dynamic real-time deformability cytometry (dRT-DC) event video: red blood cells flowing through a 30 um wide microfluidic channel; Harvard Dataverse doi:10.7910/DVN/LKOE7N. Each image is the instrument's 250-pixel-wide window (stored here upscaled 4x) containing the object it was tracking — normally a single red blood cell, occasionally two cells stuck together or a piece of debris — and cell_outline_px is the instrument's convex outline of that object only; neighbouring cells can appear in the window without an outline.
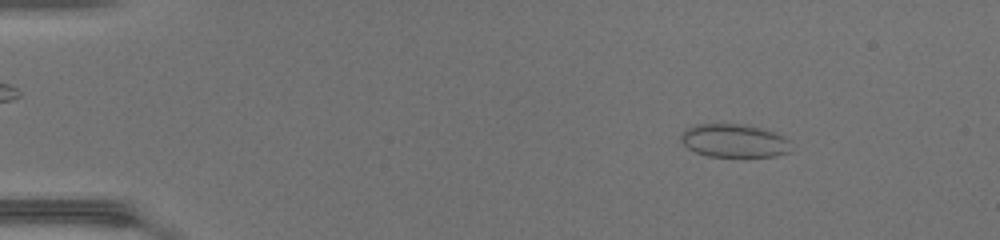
{"species": "common noctule bat (a hibernating species)", "species_latin": "Nyctalus noctula", "temperature_condition": "warm", "stored_images_in_passage": 48, "camera_frame_rate_fps": 3000, "um_per_image_px": 0.085, "animal": {"sex": "female", "body_mass_g": 17.0, "forearm_length_mm": 48.0}, "frame": {"image": 1, "passage_image": 7, "time_ms": 2.0, "image_size_px": [1000, 240], "cell_outline_px": [[788, 152], [776, 156], [708, 156], [696, 152], [688, 148], [680, 140], [680, 136], [688, 128], [696, 124], [744, 124], [760, 128], [772, 132], [788, 140]], "centroid_in_image_um": [62.34, 11.96], "position_along_channel_um": 22.7, "area_um2": 20.87}}
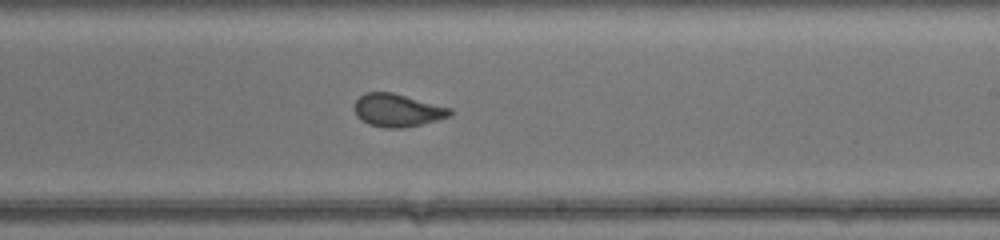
{"frame": {"image": 2, "passage_image": 30, "time_ms": 9.667, "image_size_px": [1000, 240], "cell_outline_px": [[452, 116], [404, 128], [384, 128], [368, 124], [360, 120], [356, 116], [352, 108], [356, 100], [360, 96], [368, 92], [392, 92], [452, 108]], "centroid_in_image_um": [33.75, 9.38], "position_along_channel_um": 255.2, "area_um2": 18.5}}
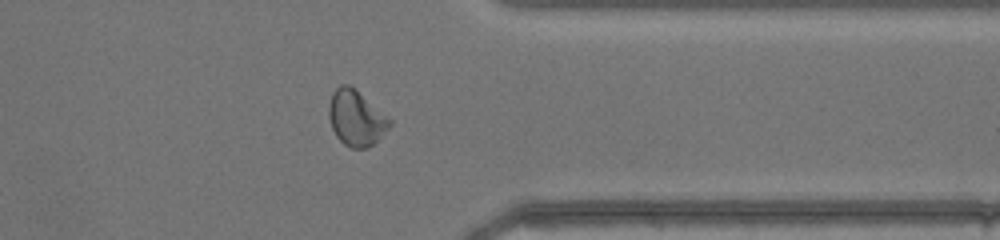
{"frame": {"image": 3, "passage_image": 39, "time_ms": 12.667, "image_size_px": [1000, 240], "cell_outline_px": [[392, 124], [368, 148], [352, 148], [344, 144], [336, 136], [332, 128], [328, 116], [328, 104], [332, 92], [340, 84], [348, 84], [392, 120]], "centroid_in_image_um": [30.23, 10.03], "position_along_channel_um": 381.2, "area_um2": 19.36}, "authors_computed_cell_mechanics": {"area_um2": 19.2474, "velocity_mm_per_s": 4.3736, "shape_relaxation_time_tau1_ms": 6.3836, "shape_relaxation_time_tau2_ms": 0.9718, "deformation_change_tau1": 0.1492, "deformation_change_tau2": 0.0603}}